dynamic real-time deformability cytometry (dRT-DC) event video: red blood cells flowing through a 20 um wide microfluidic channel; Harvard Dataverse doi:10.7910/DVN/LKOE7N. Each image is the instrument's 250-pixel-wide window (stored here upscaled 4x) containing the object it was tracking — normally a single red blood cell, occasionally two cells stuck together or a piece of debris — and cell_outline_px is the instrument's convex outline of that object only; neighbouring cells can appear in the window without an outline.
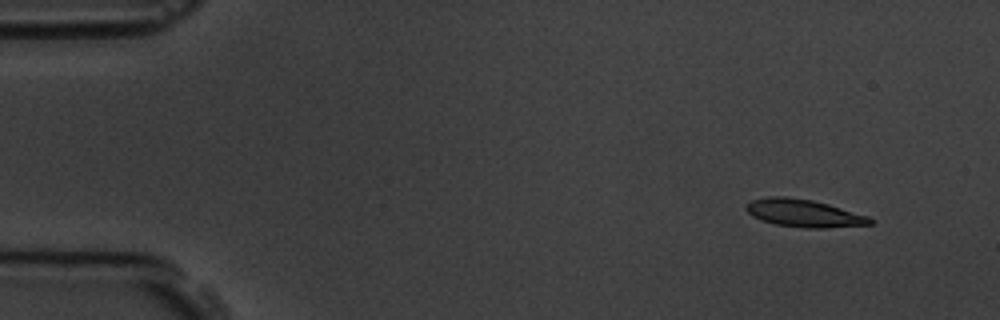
{"species": "common noctule bat (a hibernating species)", "species_latin": "Nyctalus noctula", "temperature_condition": "room temperature", "stored_images_in_passage": 11, "camera_frame_rate_fps": 3000, "um_per_image_px": 0.085, "animal": {"sex": "male", "body_mass_g": 19.5, "forearm_length_mm": 54.6}, "frame": {"image": 1, "passage_image": 2, "time_ms": 1.333, "image_size_px": [1000, 320], "cell_outline_px": [[872, 224], [824, 228], [808, 228], [776, 224], [752, 216], [744, 208], [752, 200], [768, 196], [784, 196], [812, 200], [828, 204], [868, 216], [872, 220]], "centroid_in_image_um": [68.32, 18.11], "position_along_channel_um": 16.7, "area_um2": 19.65}}
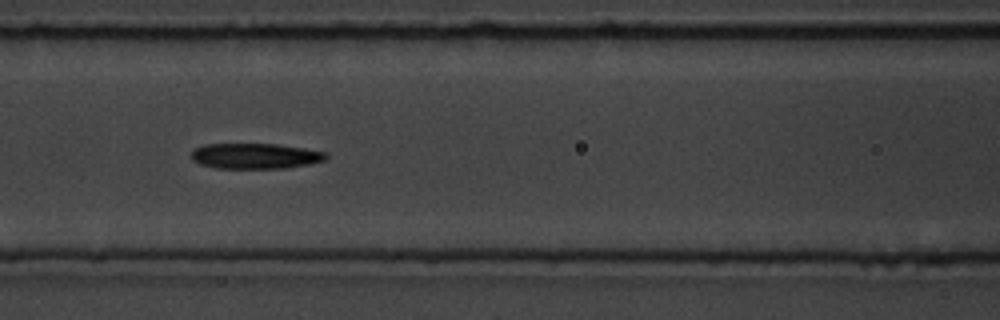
{"frame": {"image": 2, "passage_image": 7, "time_ms": 7.667, "image_size_px": [1000, 320], "cell_outline_px": [[328, 156], [324, 160], [308, 164], [284, 168], [216, 168], [200, 164], [192, 160], [192, 152], [196, 148], [204, 144], [276, 144], [304, 148], [328, 152]], "centroid_in_image_um": [21.71, 13.26], "position_along_channel_um": 144.9, "area_um2": 19.94}}
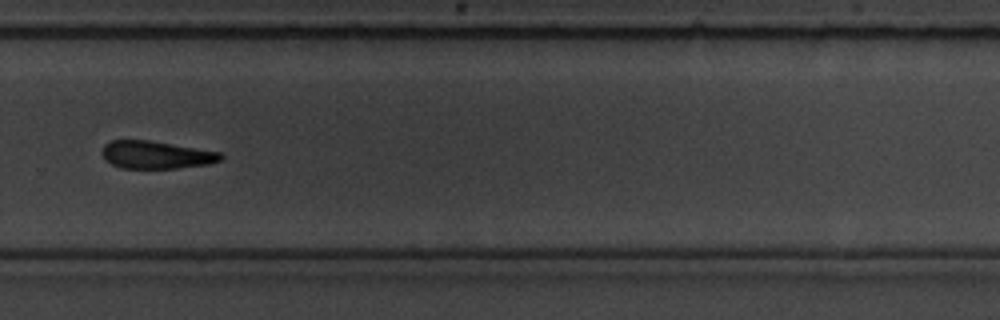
{"frame": {"image": 3, "passage_image": 11, "time_ms": 12.333, "image_size_px": [1000, 320], "cell_outline_px": [[224, 156], [220, 160], [208, 164], [176, 168], [120, 168], [104, 160], [100, 152], [104, 144], [112, 140], [148, 140], [224, 152]], "centroid_in_image_um": [13.26, 13.15], "position_along_channel_um": 316.5, "area_um2": 19.36}}